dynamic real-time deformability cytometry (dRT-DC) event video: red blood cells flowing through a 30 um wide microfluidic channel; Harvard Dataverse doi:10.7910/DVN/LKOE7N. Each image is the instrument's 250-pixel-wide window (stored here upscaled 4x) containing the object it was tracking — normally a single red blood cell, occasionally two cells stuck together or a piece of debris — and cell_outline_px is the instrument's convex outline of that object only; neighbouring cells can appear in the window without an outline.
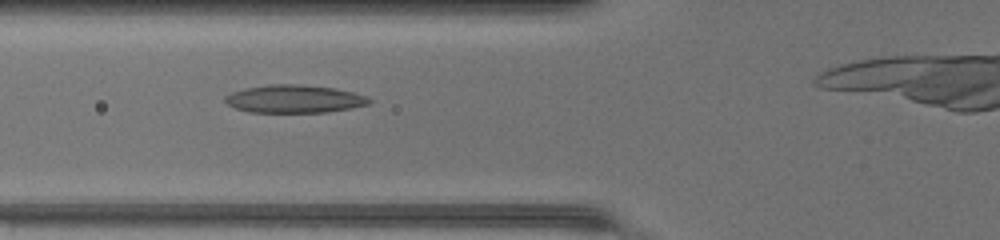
{"species": "common noctule bat (a hibernating species)", "species_latin": "Nyctalus noctula", "temperature_condition": "warm", "stored_images_in_passage": 24, "camera_frame_rate_fps": 3000, "um_per_image_px": 0.085, "animal": {"sex": "female", "body_mass_g": 17.0, "forearm_length_mm": 48.0}, "frame": {"image": 1, "passage_image": 3, "time_ms": 0.667, "image_size_px": [1000, 240], "cell_outline_px": [[372, 100], [368, 104], [348, 108], [324, 112], [248, 112], [236, 108], [228, 104], [224, 100], [224, 96], [232, 92], [248, 88], [268, 84], [292, 84], [332, 88], [352, 92], [364, 96]], "centroid_in_image_um": [24.96, 8.41], "position_along_channel_um": 100.8, "area_um2": 22.95}}
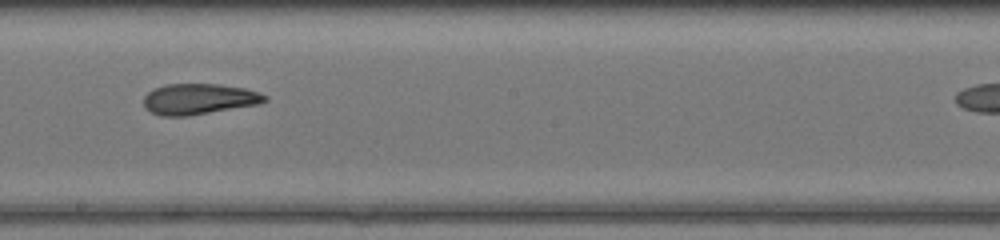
{"frame": {"image": 2, "passage_image": 12, "time_ms": 3.667, "image_size_px": [1000, 240], "cell_outline_px": [[268, 100], [256, 104], [184, 116], [160, 116], [152, 112], [144, 104], [144, 96], [148, 92], [156, 88], [168, 84], [216, 84], [244, 88], [268, 96]], "centroid_in_image_um": [16.88, 8.41], "position_along_channel_um": 231.3, "area_um2": 21.15}}
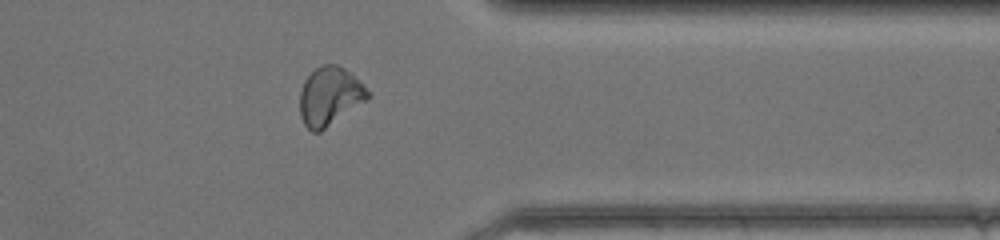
{"frame": {"image": 3, "passage_image": 23, "time_ms": 7.333, "image_size_px": [1000, 240], "cell_outline_px": [[372, 92], [364, 100], [320, 132], [312, 132], [304, 124], [300, 116], [300, 92], [304, 80], [316, 68], [324, 64], [336, 64], [344, 68]], "centroid_in_image_um": [27.99, 8.17], "position_along_channel_um": 383.4, "area_um2": 22.66}}